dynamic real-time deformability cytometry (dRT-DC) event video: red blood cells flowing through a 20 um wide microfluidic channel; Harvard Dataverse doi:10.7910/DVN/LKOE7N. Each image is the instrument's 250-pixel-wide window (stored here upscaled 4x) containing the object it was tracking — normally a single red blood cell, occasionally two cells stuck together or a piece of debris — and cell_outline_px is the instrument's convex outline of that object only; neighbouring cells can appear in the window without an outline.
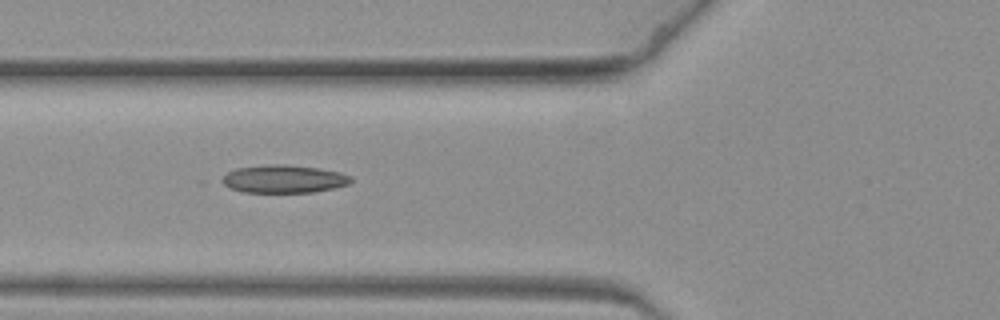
{"species": "common noctule bat (a hibernating species)", "species_latin": "Nyctalus noctula", "temperature_condition": "warm", "stored_images_in_passage": 14, "camera_frame_rate_fps": 3000, "um_per_image_px": 0.085, "animal": {"sex": "female", "body_mass_g": 19.3, "forearm_length_mm": 54.1}, "frame": {"image": 1, "passage_image": 5, "time_ms": 1.333, "image_size_px": [1000, 320], "cell_outline_px": [[352, 180], [348, 184], [332, 188], [312, 192], [244, 192], [232, 188], [216, 180], [228, 172], [236, 168], [272, 164], [284, 164], [320, 168], [340, 172], [352, 176]], "centroid_in_image_um": [24.1, 15.2], "position_along_channel_um": 101.7, "area_um2": 20.98}}
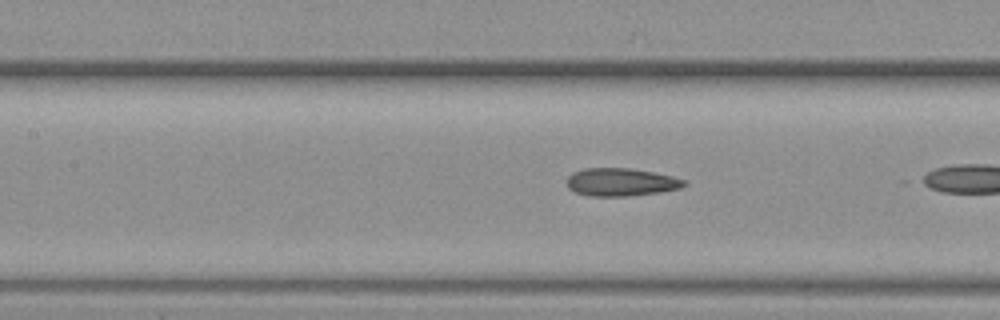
{"frame": {"image": 2, "passage_image": 7, "time_ms": 2.0, "image_size_px": [1000, 320], "cell_outline_px": [[688, 184], [680, 188], [660, 192], [628, 196], [588, 196], [576, 192], [568, 188], [568, 176], [572, 172], [584, 168], [628, 168], [652, 172], [672, 176], [688, 180]], "centroid_in_image_um": [52.8, 15.48], "position_along_channel_um": 154.6, "area_um2": 19.13}}